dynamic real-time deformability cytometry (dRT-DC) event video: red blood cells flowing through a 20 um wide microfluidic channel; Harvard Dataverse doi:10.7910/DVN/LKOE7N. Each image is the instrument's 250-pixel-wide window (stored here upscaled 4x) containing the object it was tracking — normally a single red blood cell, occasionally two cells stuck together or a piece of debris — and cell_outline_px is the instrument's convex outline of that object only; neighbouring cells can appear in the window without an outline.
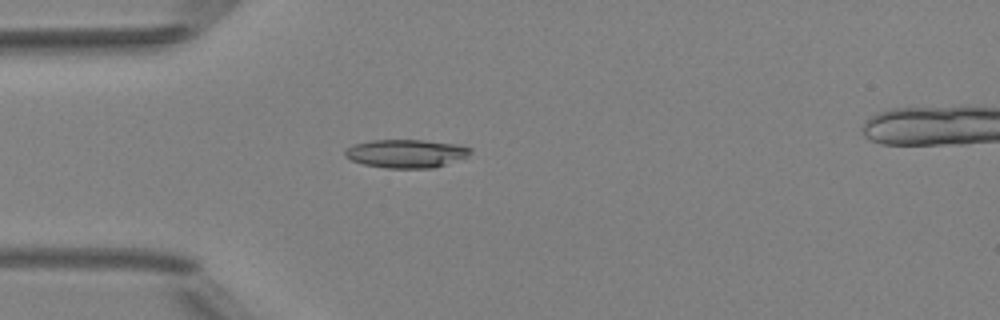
{"species": "Egyptian fruit bat (a non-hibernating species)", "species_latin": "Rousettus aegyptiacus", "temperature_condition": "room temperature", "stored_images_in_passage": 5, "camera_frame_rate_fps": 3000, "um_per_image_px": 0.085, "animal": {"sex": "female"}, "frame": {"image": 1, "passage_image": 4, "time_ms": 3.667, "image_size_px": [1000, 320], "cell_outline_px": [[472, 152], [464, 156], [444, 164], [432, 168], [388, 168], [364, 164], [352, 160], [344, 156], [344, 148], [352, 144], [372, 140], [424, 140], [456, 144], [472, 148]], "centroid_in_image_um": [34.44, 13.03], "position_along_channel_um": 50.6, "area_um2": 20.52}}